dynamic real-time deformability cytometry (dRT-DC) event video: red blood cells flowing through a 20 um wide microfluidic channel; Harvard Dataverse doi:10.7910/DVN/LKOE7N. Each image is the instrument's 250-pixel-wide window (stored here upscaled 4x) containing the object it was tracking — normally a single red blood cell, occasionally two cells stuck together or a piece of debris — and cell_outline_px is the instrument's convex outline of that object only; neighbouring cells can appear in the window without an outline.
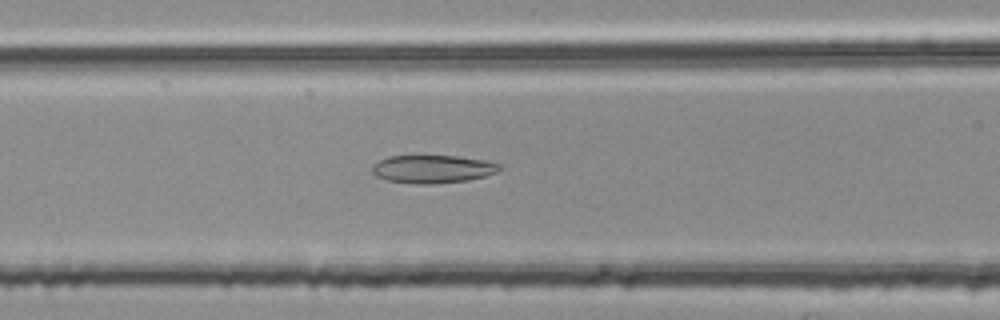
{"species": "common noctule bat (a hibernating species)", "species_latin": "Nyctalus noctula", "temperature_condition": "room temperature", "stored_images_in_passage": 39, "camera_frame_rate_fps": 3000, "um_per_image_px": 0.085, "animal": {"sex": "female", "body_mass_g": 25.1}, "frame": {"image": 1, "passage_image": 11, "time_ms": 3.333, "image_size_px": [1000, 320], "cell_outline_px": [[500, 168], [496, 172], [484, 176], [468, 180], [432, 184], [416, 184], [388, 180], [376, 176], [372, 172], [372, 168], [380, 160], [388, 156], [456, 156], [484, 160], [500, 164]], "centroid_in_image_um": [36.77, 14.37], "position_along_channel_um": 129.8, "area_um2": 20.52}}
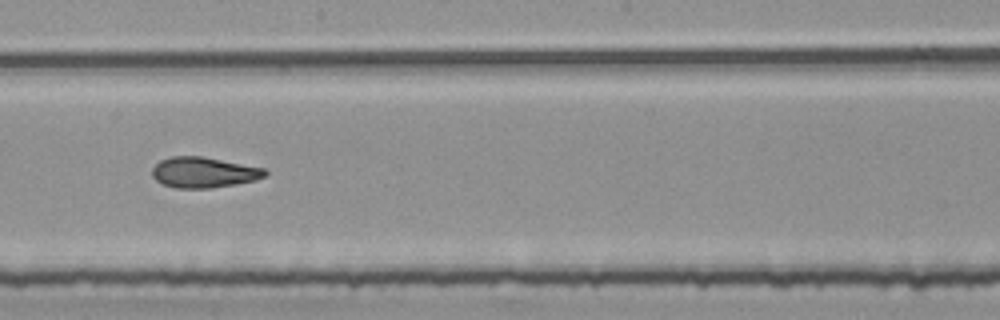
{"frame": {"image": 2, "passage_image": 19, "time_ms": 6.0, "image_size_px": [1000, 320], "cell_outline_px": [[268, 176], [256, 180], [236, 184], [212, 188], [176, 188], [164, 184], [156, 180], [152, 176], [152, 168], [160, 160], [172, 156], [200, 156], [264, 168], [268, 172]], "centroid_in_image_um": [17.33, 14.66], "position_along_channel_um": 230.9, "area_um2": 20.11}}
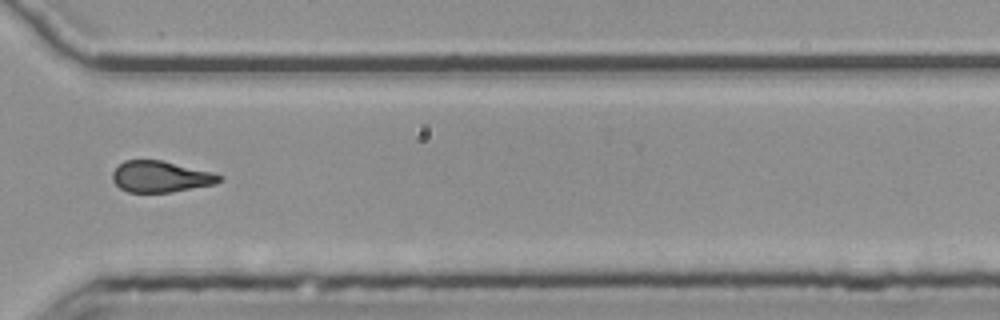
{"frame": {"image": 3, "passage_image": 29, "time_ms": 9.333, "image_size_px": [1000, 320], "cell_outline_px": [[224, 180], [216, 184], [172, 192], [128, 192], [120, 188], [112, 180], [112, 172], [124, 160], [164, 160], [212, 172], [224, 176]], "centroid_in_image_um": [13.69, 15.01], "position_along_channel_um": 356.9, "area_um2": 19.65}, "authors_computed_cell_mechanics": {"area_um2": 20.4034, "velocity_mm_per_s": 3.79, "shape_relaxation_time_tau1_ms": null, "shape_relaxation_time_tau2_ms": 3.1291, "deformation_change_tau1": null, "deformation_change_tau2": 0.1084}}